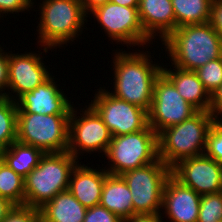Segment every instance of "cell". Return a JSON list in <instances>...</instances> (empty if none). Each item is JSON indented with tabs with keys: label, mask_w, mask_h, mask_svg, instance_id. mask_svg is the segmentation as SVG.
Here are the masks:
<instances>
[{
	"label": "cell",
	"mask_w": 222,
	"mask_h": 222,
	"mask_svg": "<svg viewBox=\"0 0 222 222\" xmlns=\"http://www.w3.org/2000/svg\"><path fill=\"white\" fill-rule=\"evenodd\" d=\"M113 55L114 92L110 94L149 112L154 84L162 73V66L155 64V61L152 63L148 51L126 53L119 49Z\"/></svg>",
	"instance_id": "obj_1"
},
{
	"label": "cell",
	"mask_w": 222,
	"mask_h": 222,
	"mask_svg": "<svg viewBox=\"0 0 222 222\" xmlns=\"http://www.w3.org/2000/svg\"><path fill=\"white\" fill-rule=\"evenodd\" d=\"M163 42L171 66L182 70L195 71L222 57V38L210 22L179 27Z\"/></svg>",
	"instance_id": "obj_2"
},
{
	"label": "cell",
	"mask_w": 222,
	"mask_h": 222,
	"mask_svg": "<svg viewBox=\"0 0 222 222\" xmlns=\"http://www.w3.org/2000/svg\"><path fill=\"white\" fill-rule=\"evenodd\" d=\"M215 118L209 111H198L180 124L158 134V157L169 168L190 157L203 155Z\"/></svg>",
	"instance_id": "obj_3"
},
{
	"label": "cell",
	"mask_w": 222,
	"mask_h": 222,
	"mask_svg": "<svg viewBox=\"0 0 222 222\" xmlns=\"http://www.w3.org/2000/svg\"><path fill=\"white\" fill-rule=\"evenodd\" d=\"M38 24V42L45 53L49 49L73 42L87 23V13L80 0H43Z\"/></svg>",
	"instance_id": "obj_4"
},
{
	"label": "cell",
	"mask_w": 222,
	"mask_h": 222,
	"mask_svg": "<svg viewBox=\"0 0 222 222\" xmlns=\"http://www.w3.org/2000/svg\"><path fill=\"white\" fill-rule=\"evenodd\" d=\"M76 160L68 151L45 153L38 166L24 177V205L39 209L68 190L71 172L79 162Z\"/></svg>",
	"instance_id": "obj_5"
},
{
	"label": "cell",
	"mask_w": 222,
	"mask_h": 222,
	"mask_svg": "<svg viewBox=\"0 0 222 222\" xmlns=\"http://www.w3.org/2000/svg\"><path fill=\"white\" fill-rule=\"evenodd\" d=\"M109 174L122 175L127 171L155 162L158 157V134L148 125L144 130L112 136L105 154Z\"/></svg>",
	"instance_id": "obj_6"
},
{
	"label": "cell",
	"mask_w": 222,
	"mask_h": 222,
	"mask_svg": "<svg viewBox=\"0 0 222 222\" xmlns=\"http://www.w3.org/2000/svg\"><path fill=\"white\" fill-rule=\"evenodd\" d=\"M70 115L18 113L17 141L41 149L44 153L68 149Z\"/></svg>",
	"instance_id": "obj_7"
},
{
	"label": "cell",
	"mask_w": 222,
	"mask_h": 222,
	"mask_svg": "<svg viewBox=\"0 0 222 222\" xmlns=\"http://www.w3.org/2000/svg\"><path fill=\"white\" fill-rule=\"evenodd\" d=\"M170 175L171 168L159 158L121 175L132 195L134 215L161 213L163 191Z\"/></svg>",
	"instance_id": "obj_8"
},
{
	"label": "cell",
	"mask_w": 222,
	"mask_h": 222,
	"mask_svg": "<svg viewBox=\"0 0 222 222\" xmlns=\"http://www.w3.org/2000/svg\"><path fill=\"white\" fill-rule=\"evenodd\" d=\"M77 114L73 106L69 117L68 149L67 151L77 159L82 153L100 152L106 154L112 135L102 118L90 106H85ZM78 115V116H77ZM79 117V118H78ZM81 153V154H80Z\"/></svg>",
	"instance_id": "obj_9"
},
{
	"label": "cell",
	"mask_w": 222,
	"mask_h": 222,
	"mask_svg": "<svg viewBox=\"0 0 222 222\" xmlns=\"http://www.w3.org/2000/svg\"><path fill=\"white\" fill-rule=\"evenodd\" d=\"M90 14L116 44H126L127 47L138 45V48L142 45L144 49V45L153 42L144 32L138 7L121 6L110 1L94 9Z\"/></svg>",
	"instance_id": "obj_10"
},
{
	"label": "cell",
	"mask_w": 222,
	"mask_h": 222,
	"mask_svg": "<svg viewBox=\"0 0 222 222\" xmlns=\"http://www.w3.org/2000/svg\"><path fill=\"white\" fill-rule=\"evenodd\" d=\"M97 90L89 105L102 118L112 136L137 132L148 126L146 110L115 97L105 88Z\"/></svg>",
	"instance_id": "obj_11"
},
{
	"label": "cell",
	"mask_w": 222,
	"mask_h": 222,
	"mask_svg": "<svg viewBox=\"0 0 222 222\" xmlns=\"http://www.w3.org/2000/svg\"><path fill=\"white\" fill-rule=\"evenodd\" d=\"M198 110L178 93L174 84L161 73L155 81L148 125L159 134L162 130L191 118Z\"/></svg>",
	"instance_id": "obj_12"
},
{
	"label": "cell",
	"mask_w": 222,
	"mask_h": 222,
	"mask_svg": "<svg viewBox=\"0 0 222 222\" xmlns=\"http://www.w3.org/2000/svg\"><path fill=\"white\" fill-rule=\"evenodd\" d=\"M171 175L200 195L222 191V165L205 154L181 160Z\"/></svg>",
	"instance_id": "obj_13"
},
{
	"label": "cell",
	"mask_w": 222,
	"mask_h": 222,
	"mask_svg": "<svg viewBox=\"0 0 222 222\" xmlns=\"http://www.w3.org/2000/svg\"><path fill=\"white\" fill-rule=\"evenodd\" d=\"M11 52V53H10ZM8 52V88L4 96L16 101L26 92L34 90L46 81L51 74L42 62L41 54L34 52ZM11 92L14 94H11Z\"/></svg>",
	"instance_id": "obj_14"
},
{
	"label": "cell",
	"mask_w": 222,
	"mask_h": 222,
	"mask_svg": "<svg viewBox=\"0 0 222 222\" xmlns=\"http://www.w3.org/2000/svg\"><path fill=\"white\" fill-rule=\"evenodd\" d=\"M52 75L34 90L16 100L18 113L70 115L72 105L64 91L59 89Z\"/></svg>",
	"instance_id": "obj_15"
},
{
	"label": "cell",
	"mask_w": 222,
	"mask_h": 222,
	"mask_svg": "<svg viewBox=\"0 0 222 222\" xmlns=\"http://www.w3.org/2000/svg\"><path fill=\"white\" fill-rule=\"evenodd\" d=\"M200 200V194L170 175L165 183L161 209L170 222H197Z\"/></svg>",
	"instance_id": "obj_16"
},
{
	"label": "cell",
	"mask_w": 222,
	"mask_h": 222,
	"mask_svg": "<svg viewBox=\"0 0 222 222\" xmlns=\"http://www.w3.org/2000/svg\"><path fill=\"white\" fill-rule=\"evenodd\" d=\"M138 14L144 32L152 40L158 35L163 42L176 29L172 0H139Z\"/></svg>",
	"instance_id": "obj_17"
},
{
	"label": "cell",
	"mask_w": 222,
	"mask_h": 222,
	"mask_svg": "<svg viewBox=\"0 0 222 222\" xmlns=\"http://www.w3.org/2000/svg\"><path fill=\"white\" fill-rule=\"evenodd\" d=\"M107 175L105 168L96 170L78 162L71 172L68 190L85 208L99 205Z\"/></svg>",
	"instance_id": "obj_18"
},
{
	"label": "cell",
	"mask_w": 222,
	"mask_h": 222,
	"mask_svg": "<svg viewBox=\"0 0 222 222\" xmlns=\"http://www.w3.org/2000/svg\"><path fill=\"white\" fill-rule=\"evenodd\" d=\"M162 67V73L174 84L178 93L198 111H209L210 95L194 71ZM171 69V70H170Z\"/></svg>",
	"instance_id": "obj_19"
},
{
	"label": "cell",
	"mask_w": 222,
	"mask_h": 222,
	"mask_svg": "<svg viewBox=\"0 0 222 222\" xmlns=\"http://www.w3.org/2000/svg\"><path fill=\"white\" fill-rule=\"evenodd\" d=\"M100 205L123 221L134 215L132 195L121 175L109 174L105 178Z\"/></svg>",
	"instance_id": "obj_20"
},
{
	"label": "cell",
	"mask_w": 222,
	"mask_h": 222,
	"mask_svg": "<svg viewBox=\"0 0 222 222\" xmlns=\"http://www.w3.org/2000/svg\"><path fill=\"white\" fill-rule=\"evenodd\" d=\"M86 211L69 190L58 193L39 208L40 215L48 222H83Z\"/></svg>",
	"instance_id": "obj_21"
},
{
	"label": "cell",
	"mask_w": 222,
	"mask_h": 222,
	"mask_svg": "<svg viewBox=\"0 0 222 222\" xmlns=\"http://www.w3.org/2000/svg\"><path fill=\"white\" fill-rule=\"evenodd\" d=\"M45 153L34 146L13 142L0 153V159L22 177H26Z\"/></svg>",
	"instance_id": "obj_22"
},
{
	"label": "cell",
	"mask_w": 222,
	"mask_h": 222,
	"mask_svg": "<svg viewBox=\"0 0 222 222\" xmlns=\"http://www.w3.org/2000/svg\"><path fill=\"white\" fill-rule=\"evenodd\" d=\"M213 0H172L176 29L210 22Z\"/></svg>",
	"instance_id": "obj_23"
},
{
	"label": "cell",
	"mask_w": 222,
	"mask_h": 222,
	"mask_svg": "<svg viewBox=\"0 0 222 222\" xmlns=\"http://www.w3.org/2000/svg\"><path fill=\"white\" fill-rule=\"evenodd\" d=\"M17 104L0 96V153L17 141Z\"/></svg>",
	"instance_id": "obj_24"
},
{
	"label": "cell",
	"mask_w": 222,
	"mask_h": 222,
	"mask_svg": "<svg viewBox=\"0 0 222 222\" xmlns=\"http://www.w3.org/2000/svg\"><path fill=\"white\" fill-rule=\"evenodd\" d=\"M0 196L15 205H24V177L16 173L0 159Z\"/></svg>",
	"instance_id": "obj_25"
},
{
	"label": "cell",
	"mask_w": 222,
	"mask_h": 222,
	"mask_svg": "<svg viewBox=\"0 0 222 222\" xmlns=\"http://www.w3.org/2000/svg\"><path fill=\"white\" fill-rule=\"evenodd\" d=\"M194 72L211 95L222 84V57L207 62Z\"/></svg>",
	"instance_id": "obj_26"
},
{
	"label": "cell",
	"mask_w": 222,
	"mask_h": 222,
	"mask_svg": "<svg viewBox=\"0 0 222 222\" xmlns=\"http://www.w3.org/2000/svg\"><path fill=\"white\" fill-rule=\"evenodd\" d=\"M197 222H222V191L201 195Z\"/></svg>",
	"instance_id": "obj_27"
},
{
	"label": "cell",
	"mask_w": 222,
	"mask_h": 222,
	"mask_svg": "<svg viewBox=\"0 0 222 222\" xmlns=\"http://www.w3.org/2000/svg\"><path fill=\"white\" fill-rule=\"evenodd\" d=\"M204 154L222 165V119H215L207 137Z\"/></svg>",
	"instance_id": "obj_28"
},
{
	"label": "cell",
	"mask_w": 222,
	"mask_h": 222,
	"mask_svg": "<svg viewBox=\"0 0 222 222\" xmlns=\"http://www.w3.org/2000/svg\"><path fill=\"white\" fill-rule=\"evenodd\" d=\"M40 215L39 209L28 205H15L1 222H34Z\"/></svg>",
	"instance_id": "obj_29"
},
{
	"label": "cell",
	"mask_w": 222,
	"mask_h": 222,
	"mask_svg": "<svg viewBox=\"0 0 222 222\" xmlns=\"http://www.w3.org/2000/svg\"><path fill=\"white\" fill-rule=\"evenodd\" d=\"M83 222H124L119 216L104 206L95 205L87 208Z\"/></svg>",
	"instance_id": "obj_30"
},
{
	"label": "cell",
	"mask_w": 222,
	"mask_h": 222,
	"mask_svg": "<svg viewBox=\"0 0 222 222\" xmlns=\"http://www.w3.org/2000/svg\"><path fill=\"white\" fill-rule=\"evenodd\" d=\"M33 0H0V18H3V14L18 13L23 11H29V8H33ZM2 14V15H1Z\"/></svg>",
	"instance_id": "obj_31"
},
{
	"label": "cell",
	"mask_w": 222,
	"mask_h": 222,
	"mask_svg": "<svg viewBox=\"0 0 222 222\" xmlns=\"http://www.w3.org/2000/svg\"><path fill=\"white\" fill-rule=\"evenodd\" d=\"M210 23L222 38V0H213Z\"/></svg>",
	"instance_id": "obj_32"
},
{
	"label": "cell",
	"mask_w": 222,
	"mask_h": 222,
	"mask_svg": "<svg viewBox=\"0 0 222 222\" xmlns=\"http://www.w3.org/2000/svg\"><path fill=\"white\" fill-rule=\"evenodd\" d=\"M8 88V52L0 47V96H4Z\"/></svg>",
	"instance_id": "obj_33"
},
{
	"label": "cell",
	"mask_w": 222,
	"mask_h": 222,
	"mask_svg": "<svg viewBox=\"0 0 222 222\" xmlns=\"http://www.w3.org/2000/svg\"><path fill=\"white\" fill-rule=\"evenodd\" d=\"M209 112L215 119H222V84L210 95Z\"/></svg>",
	"instance_id": "obj_34"
},
{
	"label": "cell",
	"mask_w": 222,
	"mask_h": 222,
	"mask_svg": "<svg viewBox=\"0 0 222 222\" xmlns=\"http://www.w3.org/2000/svg\"><path fill=\"white\" fill-rule=\"evenodd\" d=\"M162 213L158 214H135L130 218L124 220V222H163Z\"/></svg>",
	"instance_id": "obj_35"
},
{
	"label": "cell",
	"mask_w": 222,
	"mask_h": 222,
	"mask_svg": "<svg viewBox=\"0 0 222 222\" xmlns=\"http://www.w3.org/2000/svg\"><path fill=\"white\" fill-rule=\"evenodd\" d=\"M81 5L83 6L84 11L90 15L94 9L105 5L110 2V0H80Z\"/></svg>",
	"instance_id": "obj_36"
},
{
	"label": "cell",
	"mask_w": 222,
	"mask_h": 222,
	"mask_svg": "<svg viewBox=\"0 0 222 222\" xmlns=\"http://www.w3.org/2000/svg\"><path fill=\"white\" fill-rule=\"evenodd\" d=\"M14 206L15 204L9 199L0 196V222L7 216Z\"/></svg>",
	"instance_id": "obj_37"
},
{
	"label": "cell",
	"mask_w": 222,
	"mask_h": 222,
	"mask_svg": "<svg viewBox=\"0 0 222 222\" xmlns=\"http://www.w3.org/2000/svg\"><path fill=\"white\" fill-rule=\"evenodd\" d=\"M112 3L127 6V7H138L139 0H110Z\"/></svg>",
	"instance_id": "obj_38"
},
{
	"label": "cell",
	"mask_w": 222,
	"mask_h": 222,
	"mask_svg": "<svg viewBox=\"0 0 222 222\" xmlns=\"http://www.w3.org/2000/svg\"><path fill=\"white\" fill-rule=\"evenodd\" d=\"M34 222H48L46 221L41 215H39L35 220Z\"/></svg>",
	"instance_id": "obj_39"
}]
</instances>
